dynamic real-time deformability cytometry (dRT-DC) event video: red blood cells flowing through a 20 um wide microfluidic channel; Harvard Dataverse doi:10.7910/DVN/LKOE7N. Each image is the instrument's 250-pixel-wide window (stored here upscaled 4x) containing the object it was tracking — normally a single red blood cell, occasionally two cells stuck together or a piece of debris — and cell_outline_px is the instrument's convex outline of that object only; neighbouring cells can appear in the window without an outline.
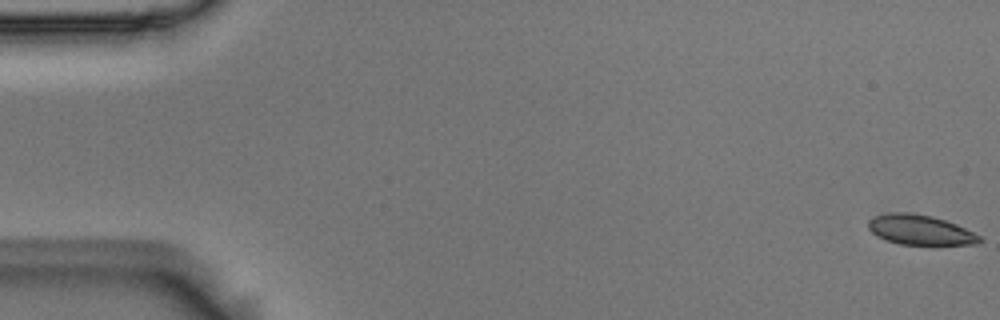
{"species": "Egyptian fruit bat (a non-hibernating species)", "species_latin": "Rousettus aegyptiacus", "temperature_condition": "room temperature", "stored_images_in_passage": 56, "camera_frame_rate_fps": 3000, "um_per_image_px": 0.085, "animal": {"sex": "male"}, "frame": {"image": 1, "passage_image": 1, "time_ms": 0.0, "image_size_px": [1000, 320], "cell_outline_px": [[984, 240], [976, 244], [900, 244], [876, 236], [868, 228], [868, 220], [872, 216], [888, 212], [908, 212], [932, 216], [956, 224], [980, 236]], "centroid_in_image_um": [78.17, 19.52], "position_along_channel_um": 6.8, "area_um2": 19.31}}
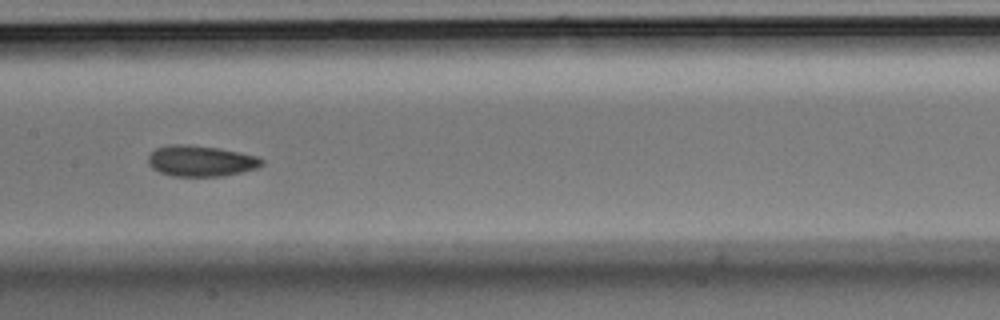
{"frame": {"image": 2, "passage_image": 28, "time_ms": 9.0, "image_size_px": [1000, 320], "cell_outline_px": [[264, 164], [256, 168], [224, 176], [172, 176], [160, 172], [152, 168], [148, 164], [148, 156], [156, 148], [168, 144], [188, 144], [216, 148], [256, 156], [264, 160]], "centroid_in_image_um": [17.03, 13.68], "position_along_channel_um": 190.4, "area_um2": 20.35}}
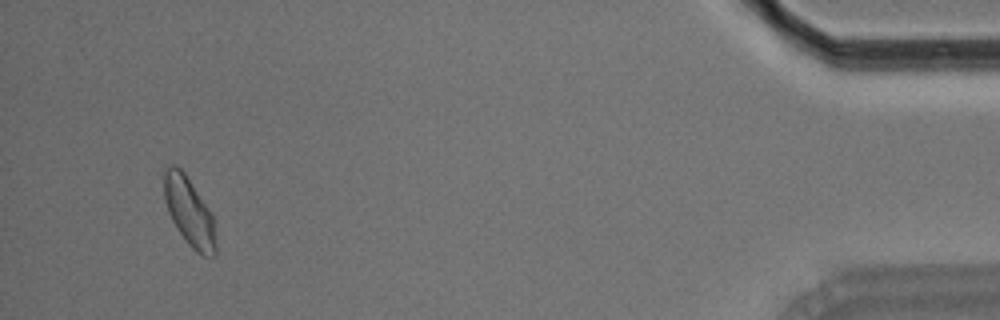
{"frame": {"image": 3, "passage_image": 53, "time_ms": 17.333, "image_size_px": [1000, 320], "cell_outline_px": [[216, 256], [204, 256], [196, 252], [188, 244], [172, 220], [168, 212], [164, 200], [164, 172], [168, 164], [172, 164], [180, 168], [184, 172], [212, 216], [216, 244]], "centroid_in_image_um": [16.06, 18.01], "position_along_channel_um": 419.1, "area_um2": 20.23}, "authors_computed_cell_mechanics": {"area_um2": 20.0855, "velocity_mm_per_s": 3.6365, "shape_relaxation_time_tau1_ms": 4.513, "shape_relaxation_time_tau2_ms": 2.6158, "deformation_change_tau1": 0.0872, "deformation_change_tau2": 0.0493}}